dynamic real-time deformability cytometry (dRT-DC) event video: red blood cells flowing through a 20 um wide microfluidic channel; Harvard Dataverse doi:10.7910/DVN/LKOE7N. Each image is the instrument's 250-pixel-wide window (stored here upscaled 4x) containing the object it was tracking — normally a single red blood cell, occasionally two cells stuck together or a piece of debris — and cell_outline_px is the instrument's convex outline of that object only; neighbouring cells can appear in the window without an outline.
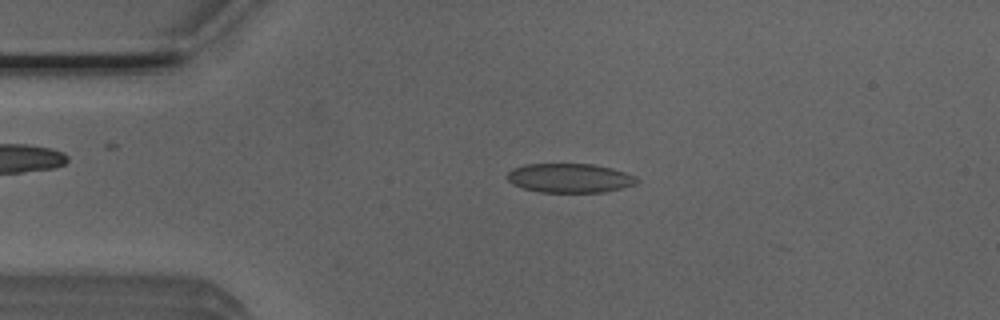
{"species": "Egyptian fruit bat (a non-hibernating species)", "species_latin": "Rousettus aegyptiacus", "temperature_condition": "room temperature", "stored_images_in_passage": 50, "camera_frame_rate_fps": 3000, "um_per_image_px": 0.085, "animal": {"sex": "male"}, "frame": {"image": 1, "passage_image": 10, "time_ms": 3.0, "image_size_px": [1000, 320], "cell_outline_px": [[640, 180], [636, 184], [604, 192], [540, 192], [524, 188], [512, 184], [504, 176], [512, 168], [524, 164], [592, 164], [612, 168], [636, 176]], "centroid_in_image_um": [48.4, 15.13], "position_along_channel_um": 36.6, "area_um2": 22.14}}
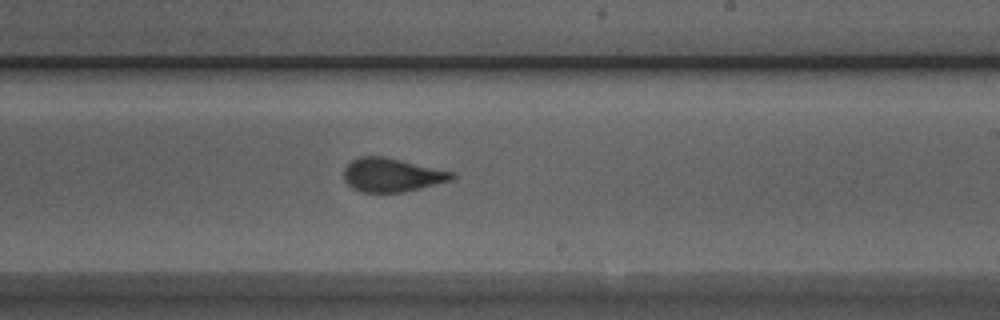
{"frame": {"image": 2, "passage_image": 29, "time_ms": 9.333, "image_size_px": [1000, 320], "cell_outline_px": [[456, 176], [452, 180], [404, 192], [360, 192], [352, 188], [344, 180], [344, 168], [352, 160], [360, 156], [384, 156], [452, 172]], "centroid_in_image_um": [33.27, 14.87], "position_along_channel_um": 255.7, "area_um2": 21.04}}
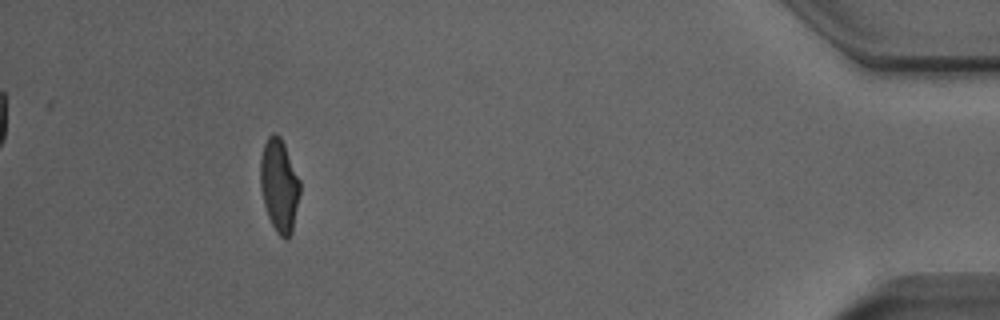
{"frame": {"image": 3, "passage_image": 46, "time_ms": 15.0, "image_size_px": [1000, 320], "cell_outline_px": [[300, 192], [292, 232], [288, 240], [284, 240], [276, 232], [268, 216], [264, 204], [260, 188], [260, 160], [264, 144], [268, 136], [272, 132], [276, 132], [280, 136], [284, 144], [300, 180]], "centroid_in_image_um": [23.73, 15.76], "position_along_channel_um": 411.5, "area_um2": 21.56}, "authors_computed_cell_mechanics": {"area_um2": 22.0507, "velocity_mm_per_s": 3.9275, "shape_relaxation_time_tau1_ms": 6.608, "shape_relaxation_time_tau2_ms": 0.9317, "deformation_change_tau1": 0.1926, "deformation_change_tau2": 0.0747}}